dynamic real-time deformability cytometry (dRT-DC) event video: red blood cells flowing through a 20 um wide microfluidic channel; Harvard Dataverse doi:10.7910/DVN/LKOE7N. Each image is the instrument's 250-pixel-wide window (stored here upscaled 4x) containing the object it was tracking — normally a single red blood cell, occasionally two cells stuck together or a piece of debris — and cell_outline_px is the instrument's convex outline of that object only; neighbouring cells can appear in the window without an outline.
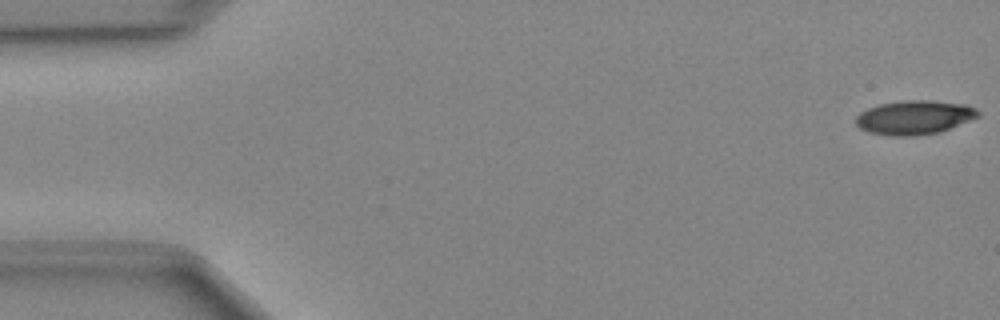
{"species": "Egyptian fruit bat (a non-hibernating species)", "species_latin": "Rousettus aegyptiacus", "temperature_condition": "cold", "stored_images_in_passage": 49, "camera_frame_rate_fps": 3000, "um_per_image_px": 0.085, "animal": {"sex": "female"}, "frame": {"image": 1, "passage_image": 1, "time_ms": 0.0, "image_size_px": [1000, 320], "cell_outline_px": [[980, 116], [940, 132], [916, 136], [892, 136], [868, 132], [860, 128], [856, 124], [856, 116], [860, 112], [868, 108], [880, 104], [904, 100], [932, 100], [964, 104], [976, 108], [980, 112]], "centroid_in_image_um": [77.73, 9.98], "position_along_channel_um": 7.3, "area_um2": 24.33}}
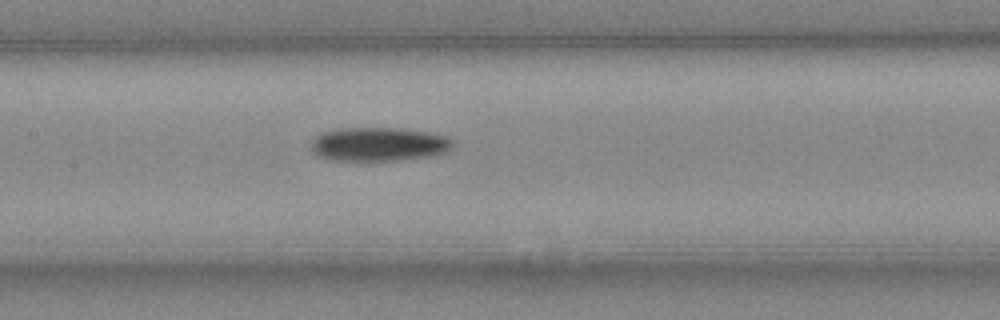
{"frame": {"image": 2, "passage_image": 23, "time_ms": 7.333, "image_size_px": [1000, 320], "cell_outline_px": [[452, 144], [444, 152], [432, 156], [404, 160], [328, 160], [312, 152], [312, 140], [316, 136], [324, 132], [336, 128], [400, 128], [428, 132], [444, 136], [452, 140]], "centroid_in_image_um": [32.16, 12.26], "position_along_channel_um": 175.2, "area_um2": 27.8}}
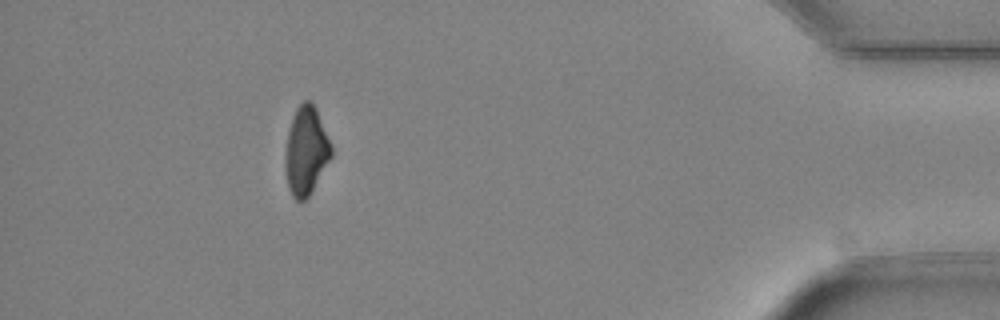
{"frame": {"image": 3, "passage_image": 44, "time_ms": 14.333, "image_size_px": [1000, 320], "cell_outline_px": [[332, 156], [308, 196], [304, 200], [296, 200], [292, 196], [288, 188], [284, 164], [284, 156], [288, 132], [296, 108], [304, 100], [308, 100], [316, 108], [332, 144]], "centroid_in_image_um": [26.01, 12.82], "position_along_channel_um": 409.2, "area_um2": 23.58}}